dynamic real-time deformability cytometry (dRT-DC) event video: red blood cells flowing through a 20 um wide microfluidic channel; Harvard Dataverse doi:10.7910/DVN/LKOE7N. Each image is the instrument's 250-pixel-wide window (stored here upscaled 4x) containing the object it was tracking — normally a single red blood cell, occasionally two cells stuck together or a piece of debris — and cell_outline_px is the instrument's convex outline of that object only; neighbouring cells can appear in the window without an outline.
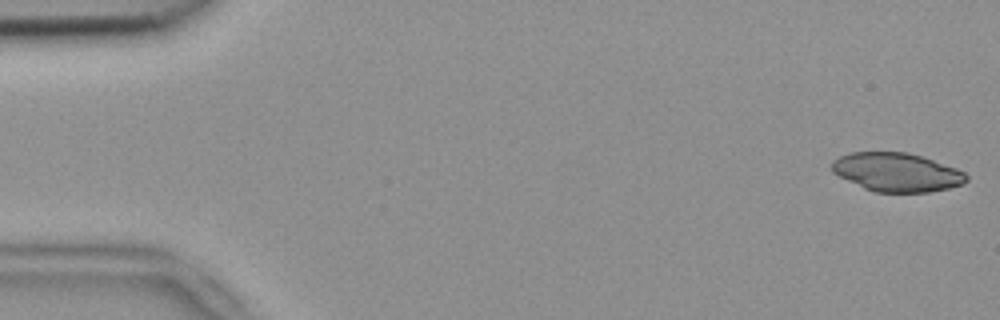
{"species": "common noctule bat (a hibernating species)", "species_latin": "Nyctalus noctula", "temperature_condition": "room temperature", "stored_images_in_passage": 52, "camera_frame_rate_fps": 3000, "um_per_image_px": 0.085, "animal": {"sex": "female", "body_mass_g": 18.4}, "frame": {"image": 1, "passage_image": 1, "time_ms": 0.0, "image_size_px": [1000, 320], "cell_outline_px": [[968, 180], [964, 184], [948, 188], [928, 192], [876, 192], [864, 188], [832, 172], [832, 160], [840, 156], [852, 152], [908, 152], [956, 168], [964, 172], [968, 176]], "centroid_in_image_um": [76.23, 14.64], "position_along_channel_um": 8.8, "area_um2": 30.11}}